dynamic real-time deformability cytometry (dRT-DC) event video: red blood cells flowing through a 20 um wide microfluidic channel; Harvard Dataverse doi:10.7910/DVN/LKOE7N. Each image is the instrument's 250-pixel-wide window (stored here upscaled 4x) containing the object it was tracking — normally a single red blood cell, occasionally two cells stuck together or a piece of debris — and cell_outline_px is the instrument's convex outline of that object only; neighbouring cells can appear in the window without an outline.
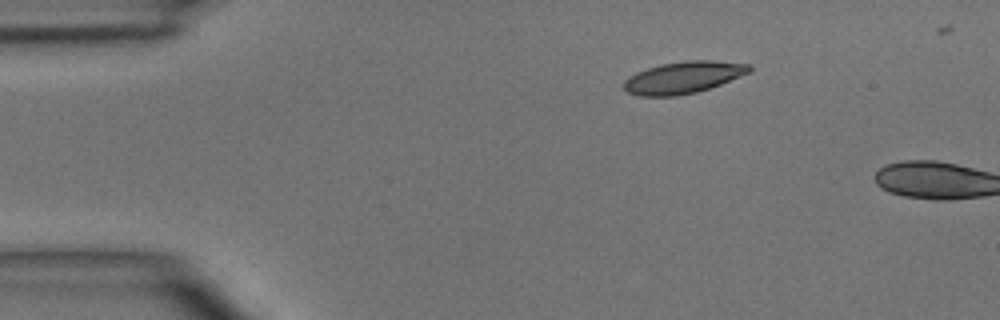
{"species": "common noctule bat (a hibernating species)", "species_latin": "Nyctalus noctula", "temperature_condition": "room temperature", "stored_images_in_passage": 2, "camera_frame_rate_fps": 3000, "um_per_image_px": 0.085, "animal": {"sex": "male", "body_mass_g": 15.6}, "frame": {"image": 1, "passage_image": 1, "time_ms": 0.0, "image_size_px": [1000, 320], "cell_outline_px": [[752, 72], [720, 84], [696, 92], [676, 96], [640, 96], [628, 92], [624, 88], [624, 80], [628, 76], [636, 72], [660, 64], [684, 60], [712, 60], [752, 64]], "centroid_in_image_um": [58.1, 6.57], "position_along_channel_um": 26.9, "area_um2": 23.47}}